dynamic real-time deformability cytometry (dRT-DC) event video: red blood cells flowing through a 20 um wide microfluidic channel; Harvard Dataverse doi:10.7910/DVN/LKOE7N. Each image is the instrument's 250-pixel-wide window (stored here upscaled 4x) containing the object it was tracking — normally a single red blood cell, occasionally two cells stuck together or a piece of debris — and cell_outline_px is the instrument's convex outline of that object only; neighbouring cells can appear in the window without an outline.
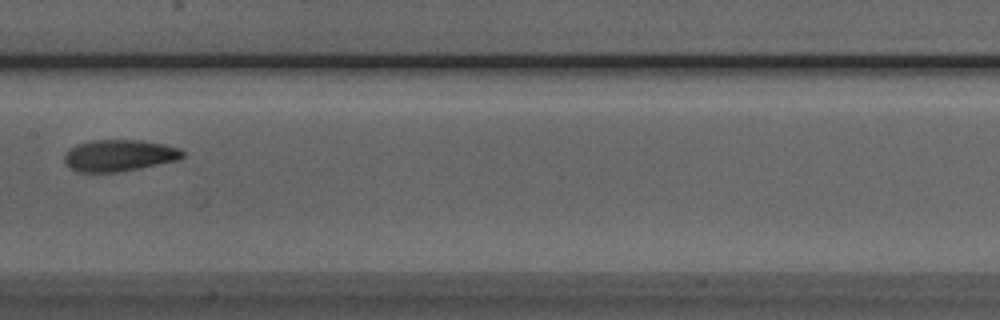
{"species": "Egyptian fruit bat (a non-hibernating species)", "species_latin": "Rousettus aegyptiacus", "temperature_condition": "room temperature", "stored_images_in_passage": 5, "camera_frame_rate_fps": 3000, "um_per_image_px": 0.085, "animal": {"sex": "male"}, "frame": {"image": 1, "passage_image": 5, "time_ms": 4.333, "image_size_px": [1000, 320], "cell_outline_px": [[184, 156], [180, 160], [120, 172], [76, 172], [68, 168], [64, 164], [64, 156], [72, 148], [80, 144], [92, 140], [140, 140], [164, 144], [180, 148], [184, 152]], "centroid_in_image_um": [10.15, 13.23], "position_along_channel_um": 197.2, "area_um2": 21.91}}